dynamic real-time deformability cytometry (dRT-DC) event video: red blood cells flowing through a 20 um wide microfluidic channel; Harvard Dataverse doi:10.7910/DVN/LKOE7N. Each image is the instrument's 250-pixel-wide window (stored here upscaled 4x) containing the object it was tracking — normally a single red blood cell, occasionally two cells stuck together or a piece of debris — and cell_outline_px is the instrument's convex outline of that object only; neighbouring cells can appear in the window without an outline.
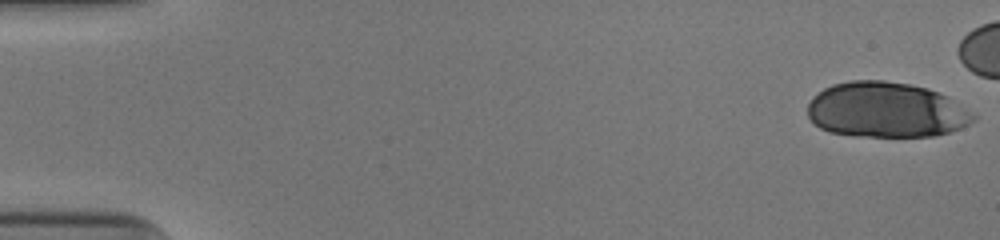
{"species": "human", "species_latin": "Homo sapiens", "temperature_condition": "cold", "stored_images_in_passage": 45, "camera_frame_rate_fps": 3000, "um_per_image_px": 0.085, "donor": {"sex": "male"}, "frame": {"image": 1, "passage_image": 1, "time_ms": 0.0, "image_size_px": [1000, 240], "cell_outline_px": [[976, 120], [960, 128], [936, 136], [856, 136], [828, 132], [820, 128], [808, 116], [808, 104], [812, 96], [824, 88], [832, 84], [852, 80], [884, 80], [908, 84], [928, 88], [940, 92], [948, 96], [976, 116]], "centroid_in_image_um": [75.3, 9.34], "position_along_channel_um": 9.7, "area_um2": 53.52}}